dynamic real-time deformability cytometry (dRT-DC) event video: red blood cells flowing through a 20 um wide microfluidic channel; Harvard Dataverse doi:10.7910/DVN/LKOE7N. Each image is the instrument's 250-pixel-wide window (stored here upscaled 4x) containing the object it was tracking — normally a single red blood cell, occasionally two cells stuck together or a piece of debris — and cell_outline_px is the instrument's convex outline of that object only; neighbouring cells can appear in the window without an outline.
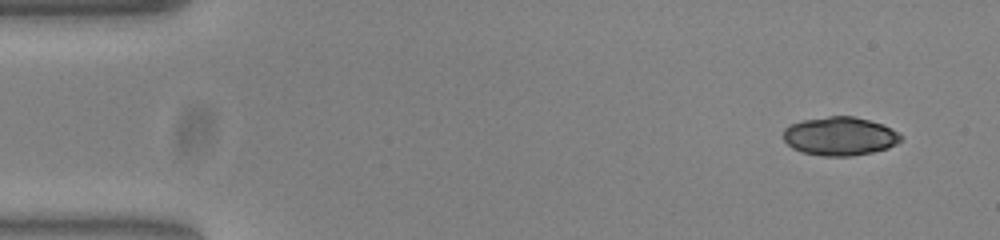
{"species": "common noctule bat (a hibernating species)", "species_latin": "Nyctalus noctula", "temperature_condition": "warm", "stored_images_in_passage": 14, "camera_frame_rate_fps": 3000, "um_per_image_px": 0.085, "animal": {"sex": "female", "body_mass_g": 23.0, "forearm_length_mm": 53.4}, "frame": {"image": 1, "passage_image": 1, "time_ms": 0.0, "image_size_px": [1000, 240], "cell_outline_px": [[904, 136], [896, 144], [888, 148], [872, 152], [852, 156], [820, 156], [800, 152], [792, 148], [784, 140], [784, 128], [792, 124], [804, 120], [828, 116], [852, 116], [868, 120], [880, 124]], "centroid_in_image_um": [71.36, 11.59], "position_along_channel_um": 13.6, "area_um2": 26.24}}